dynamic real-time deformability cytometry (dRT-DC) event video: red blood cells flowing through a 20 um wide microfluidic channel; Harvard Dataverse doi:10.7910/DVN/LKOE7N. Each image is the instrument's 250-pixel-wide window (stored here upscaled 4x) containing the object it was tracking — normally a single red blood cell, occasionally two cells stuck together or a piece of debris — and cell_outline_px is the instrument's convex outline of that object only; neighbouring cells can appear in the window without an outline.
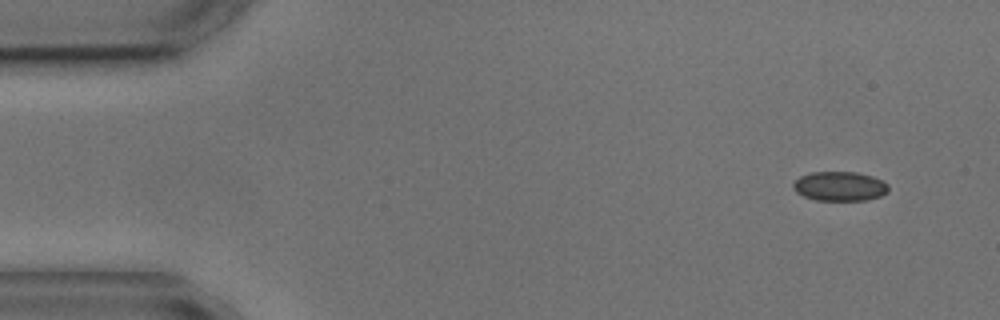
{"species": "common noctule bat (a hibernating species)", "species_latin": "Nyctalus noctula", "temperature_condition": "cold", "stored_images_in_passage": 3, "camera_frame_rate_fps": 3000, "um_per_image_px": 0.085, "animal": {"sex": "male", "body_mass_g": 17.9, "forearm_length_mm": 54.2}, "frame": {"image": 1, "passage_image": 1, "time_ms": 0.0, "image_size_px": [1000, 320], "cell_outline_px": [[888, 192], [880, 196], [864, 200], [816, 200], [804, 196], [796, 192], [792, 188], [792, 184], [800, 176], [812, 172], [856, 172], [872, 176], [888, 184]], "centroid_in_image_um": [71.36, 15.83], "position_along_channel_um": 13.6, "area_um2": 16.24}}
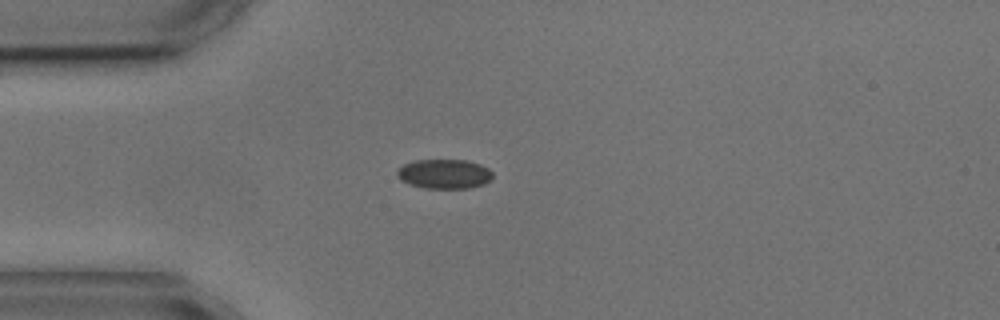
{"frame": {"image": 2, "passage_image": 3, "time_ms": 3.333, "image_size_px": [1000, 320], "cell_outline_px": [[492, 180], [484, 184], [468, 188], [424, 188], [408, 184], [400, 180], [396, 176], [396, 172], [404, 164], [416, 160], [464, 160], [480, 164], [488, 168], [492, 172]], "centroid_in_image_um": [37.76, 14.79], "position_along_channel_um": 47.2, "area_um2": 16.47}}